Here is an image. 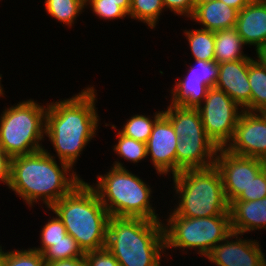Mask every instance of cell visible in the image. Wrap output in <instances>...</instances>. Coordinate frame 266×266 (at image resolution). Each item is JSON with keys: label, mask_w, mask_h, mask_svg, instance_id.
I'll list each match as a JSON object with an SVG mask.
<instances>
[{"label": "cell", "mask_w": 266, "mask_h": 266, "mask_svg": "<svg viewBox=\"0 0 266 266\" xmlns=\"http://www.w3.org/2000/svg\"><path fill=\"white\" fill-rule=\"evenodd\" d=\"M214 0H194V4L195 5H200V4H206V3H209V2H212Z\"/></svg>", "instance_id": "obj_40"}, {"label": "cell", "mask_w": 266, "mask_h": 266, "mask_svg": "<svg viewBox=\"0 0 266 266\" xmlns=\"http://www.w3.org/2000/svg\"><path fill=\"white\" fill-rule=\"evenodd\" d=\"M97 90L89 86L66 99L48 103L45 136L57 154L44 150L58 161L75 166L82 151L98 133ZM53 154V155H52ZM57 155V156H55Z\"/></svg>", "instance_id": "obj_1"}, {"label": "cell", "mask_w": 266, "mask_h": 266, "mask_svg": "<svg viewBox=\"0 0 266 266\" xmlns=\"http://www.w3.org/2000/svg\"><path fill=\"white\" fill-rule=\"evenodd\" d=\"M84 253L106 247L110 214L90 183L80 182L50 208Z\"/></svg>", "instance_id": "obj_4"}, {"label": "cell", "mask_w": 266, "mask_h": 266, "mask_svg": "<svg viewBox=\"0 0 266 266\" xmlns=\"http://www.w3.org/2000/svg\"><path fill=\"white\" fill-rule=\"evenodd\" d=\"M11 157L0 146V182L8 186L10 182Z\"/></svg>", "instance_id": "obj_36"}, {"label": "cell", "mask_w": 266, "mask_h": 266, "mask_svg": "<svg viewBox=\"0 0 266 266\" xmlns=\"http://www.w3.org/2000/svg\"><path fill=\"white\" fill-rule=\"evenodd\" d=\"M249 62L248 81L251 88L249 112H266V67L257 59Z\"/></svg>", "instance_id": "obj_22"}, {"label": "cell", "mask_w": 266, "mask_h": 266, "mask_svg": "<svg viewBox=\"0 0 266 266\" xmlns=\"http://www.w3.org/2000/svg\"><path fill=\"white\" fill-rule=\"evenodd\" d=\"M174 82L176 84L170 91V104L184 108H197L204 101L208 87L201 79L177 78Z\"/></svg>", "instance_id": "obj_20"}, {"label": "cell", "mask_w": 266, "mask_h": 266, "mask_svg": "<svg viewBox=\"0 0 266 266\" xmlns=\"http://www.w3.org/2000/svg\"><path fill=\"white\" fill-rule=\"evenodd\" d=\"M195 66L190 65L183 78L201 79L209 88L215 87L218 80L219 66L216 61L194 60Z\"/></svg>", "instance_id": "obj_31"}, {"label": "cell", "mask_w": 266, "mask_h": 266, "mask_svg": "<svg viewBox=\"0 0 266 266\" xmlns=\"http://www.w3.org/2000/svg\"><path fill=\"white\" fill-rule=\"evenodd\" d=\"M106 248L120 266H162V257L168 256L163 222L110 216Z\"/></svg>", "instance_id": "obj_3"}, {"label": "cell", "mask_w": 266, "mask_h": 266, "mask_svg": "<svg viewBox=\"0 0 266 266\" xmlns=\"http://www.w3.org/2000/svg\"><path fill=\"white\" fill-rule=\"evenodd\" d=\"M235 29L247 46L257 51L266 44V0H255L238 12Z\"/></svg>", "instance_id": "obj_16"}, {"label": "cell", "mask_w": 266, "mask_h": 266, "mask_svg": "<svg viewBox=\"0 0 266 266\" xmlns=\"http://www.w3.org/2000/svg\"><path fill=\"white\" fill-rule=\"evenodd\" d=\"M164 219L163 230L165 250H194L206 257L211 250L224 240L231 232L230 215H217L200 218L178 216L170 209Z\"/></svg>", "instance_id": "obj_8"}, {"label": "cell", "mask_w": 266, "mask_h": 266, "mask_svg": "<svg viewBox=\"0 0 266 266\" xmlns=\"http://www.w3.org/2000/svg\"><path fill=\"white\" fill-rule=\"evenodd\" d=\"M215 60L218 64L246 59L243 47L247 46L235 28L214 31Z\"/></svg>", "instance_id": "obj_21"}, {"label": "cell", "mask_w": 266, "mask_h": 266, "mask_svg": "<svg viewBox=\"0 0 266 266\" xmlns=\"http://www.w3.org/2000/svg\"><path fill=\"white\" fill-rule=\"evenodd\" d=\"M266 197V167L252 180L251 184L234 201L261 200Z\"/></svg>", "instance_id": "obj_33"}, {"label": "cell", "mask_w": 266, "mask_h": 266, "mask_svg": "<svg viewBox=\"0 0 266 266\" xmlns=\"http://www.w3.org/2000/svg\"><path fill=\"white\" fill-rule=\"evenodd\" d=\"M172 177L174 194L178 196L173 211L178 216L200 218L230 215L222 177L215 165L184 170Z\"/></svg>", "instance_id": "obj_6"}, {"label": "cell", "mask_w": 266, "mask_h": 266, "mask_svg": "<svg viewBox=\"0 0 266 266\" xmlns=\"http://www.w3.org/2000/svg\"><path fill=\"white\" fill-rule=\"evenodd\" d=\"M231 230L243 235L266 230V197L253 201H232L229 205Z\"/></svg>", "instance_id": "obj_17"}, {"label": "cell", "mask_w": 266, "mask_h": 266, "mask_svg": "<svg viewBox=\"0 0 266 266\" xmlns=\"http://www.w3.org/2000/svg\"><path fill=\"white\" fill-rule=\"evenodd\" d=\"M57 162L44 149L11 158L8 188L23 199L28 207H34L40 200L49 211L54 203L83 181L75 168L66 162Z\"/></svg>", "instance_id": "obj_2"}, {"label": "cell", "mask_w": 266, "mask_h": 266, "mask_svg": "<svg viewBox=\"0 0 266 266\" xmlns=\"http://www.w3.org/2000/svg\"><path fill=\"white\" fill-rule=\"evenodd\" d=\"M103 1H112V2H131V0H103Z\"/></svg>", "instance_id": "obj_42"}, {"label": "cell", "mask_w": 266, "mask_h": 266, "mask_svg": "<svg viewBox=\"0 0 266 266\" xmlns=\"http://www.w3.org/2000/svg\"><path fill=\"white\" fill-rule=\"evenodd\" d=\"M120 160L113 162L109 171L97 175V182L90 186L96 191L100 201L110 216L160 219L153 208V189L141 177L131 173Z\"/></svg>", "instance_id": "obj_5"}, {"label": "cell", "mask_w": 266, "mask_h": 266, "mask_svg": "<svg viewBox=\"0 0 266 266\" xmlns=\"http://www.w3.org/2000/svg\"><path fill=\"white\" fill-rule=\"evenodd\" d=\"M220 1L240 11L243 7L254 2L255 0H220Z\"/></svg>", "instance_id": "obj_38"}, {"label": "cell", "mask_w": 266, "mask_h": 266, "mask_svg": "<svg viewBox=\"0 0 266 266\" xmlns=\"http://www.w3.org/2000/svg\"><path fill=\"white\" fill-rule=\"evenodd\" d=\"M42 256L46 263L49 264L59 260L83 257L85 253L76 240L70 234H66L61 240L48 247L42 253Z\"/></svg>", "instance_id": "obj_27"}, {"label": "cell", "mask_w": 266, "mask_h": 266, "mask_svg": "<svg viewBox=\"0 0 266 266\" xmlns=\"http://www.w3.org/2000/svg\"><path fill=\"white\" fill-rule=\"evenodd\" d=\"M241 237L243 234L232 231L205 258L215 266H266L260 242Z\"/></svg>", "instance_id": "obj_12"}, {"label": "cell", "mask_w": 266, "mask_h": 266, "mask_svg": "<svg viewBox=\"0 0 266 266\" xmlns=\"http://www.w3.org/2000/svg\"><path fill=\"white\" fill-rule=\"evenodd\" d=\"M88 266H120L113 254L105 247L85 253Z\"/></svg>", "instance_id": "obj_34"}, {"label": "cell", "mask_w": 266, "mask_h": 266, "mask_svg": "<svg viewBox=\"0 0 266 266\" xmlns=\"http://www.w3.org/2000/svg\"><path fill=\"white\" fill-rule=\"evenodd\" d=\"M252 57L218 64L216 88L224 91L243 110L250 104L251 88L248 81L249 62Z\"/></svg>", "instance_id": "obj_15"}, {"label": "cell", "mask_w": 266, "mask_h": 266, "mask_svg": "<svg viewBox=\"0 0 266 266\" xmlns=\"http://www.w3.org/2000/svg\"><path fill=\"white\" fill-rule=\"evenodd\" d=\"M1 80H2V74H0V98L1 97H4L5 98V91H4V88L2 87L3 85H2V83H1Z\"/></svg>", "instance_id": "obj_41"}, {"label": "cell", "mask_w": 266, "mask_h": 266, "mask_svg": "<svg viewBox=\"0 0 266 266\" xmlns=\"http://www.w3.org/2000/svg\"><path fill=\"white\" fill-rule=\"evenodd\" d=\"M194 60H215L214 31L206 29L183 30Z\"/></svg>", "instance_id": "obj_24"}, {"label": "cell", "mask_w": 266, "mask_h": 266, "mask_svg": "<svg viewBox=\"0 0 266 266\" xmlns=\"http://www.w3.org/2000/svg\"><path fill=\"white\" fill-rule=\"evenodd\" d=\"M256 55L257 60H259L266 67V44L264 46H261L256 51Z\"/></svg>", "instance_id": "obj_39"}, {"label": "cell", "mask_w": 266, "mask_h": 266, "mask_svg": "<svg viewBox=\"0 0 266 266\" xmlns=\"http://www.w3.org/2000/svg\"><path fill=\"white\" fill-rule=\"evenodd\" d=\"M176 174L184 170L208 168L215 165L218 147L207 134L178 136Z\"/></svg>", "instance_id": "obj_14"}, {"label": "cell", "mask_w": 266, "mask_h": 266, "mask_svg": "<svg viewBox=\"0 0 266 266\" xmlns=\"http://www.w3.org/2000/svg\"><path fill=\"white\" fill-rule=\"evenodd\" d=\"M44 5L47 14L68 28L86 9L85 0H45Z\"/></svg>", "instance_id": "obj_25"}, {"label": "cell", "mask_w": 266, "mask_h": 266, "mask_svg": "<svg viewBox=\"0 0 266 266\" xmlns=\"http://www.w3.org/2000/svg\"><path fill=\"white\" fill-rule=\"evenodd\" d=\"M47 266H88L85 256L79 258H71L66 260H59L47 264Z\"/></svg>", "instance_id": "obj_37"}, {"label": "cell", "mask_w": 266, "mask_h": 266, "mask_svg": "<svg viewBox=\"0 0 266 266\" xmlns=\"http://www.w3.org/2000/svg\"><path fill=\"white\" fill-rule=\"evenodd\" d=\"M163 115L162 111H156L153 117L142 115V114H134L127 119L122 128L119 130L116 128L114 124H107L105 126H110L112 129H116L115 131H119L122 135L126 137L133 138L137 141L147 143L148 139L150 138L153 126L155 122Z\"/></svg>", "instance_id": "obj_23"}, {"label": "cell", "mask_w": 266, "mask_h": 266, "mask_svg": "<svg viewBox=\"0 0 266 266\" xmlns=\"http://www.w3.org/2000/svg\"><path fill=\"white\" fill-rule=\"evenodd\" d=\"M238 10L220 0L195 5L190 20L201 25L202 29L217 31L235 28Z\"/></svg>", "instance_id": "obj_18"}, {"label": "cell", "mask_w": 266, "mask_h": 266, "mask_svg": "<svg viewBox=\"0 0 266 266\" xmlns=\"http://www.w3.org/2000/svg\"><path fill=\"white\" fill-rule=\"evenodd\" d=\"M165 8L162 0H131L129 18L138 20L150 29L156 28Z\"/></svg>", "instance_id": "obj_26"}, {"label": "cell", "mask_w": 266, "mask_h": 266, "mask_svg": "<svg viewBox=\"0 0 266 266\" xmlns=\"http://www.w3.org/2000/svg\"><path fill=\"white\" fill-rule=\"evenodd\" d=\"M41 104V105H40ZM27 99L6 107L0 116V146L11 157L28 155L45 146L48 103ZM42 141V142H41Z\"/></svg>", "instance_id": "obj_7"}, {"label": "cell", "mask_w": 266, "mask_h": 266, "mask_svg": "<svg viewBox=\"0 0 266 266\" xmlns=\"http://www.w3.org/2000/svg\"><path fill=\"white\" fill-rule=\"evenodd\" d=\"M42 227L40 231L41 234L39 235L41 245L37 248L33 247L34 250L40 252L41 254L48 247L52 246L54 242L61 240L67 234L62 220L56 214Z\"/></svg>", "instance_id": "obj_32"}, {"label": "cell", "mask_w": 266, "mask_h": 266, "mask_svg": "<svg viewBox=\"0 0 266 266\" xmlns=\"http://www.w3.org/2000/svg\"><path fill=\"white\" fill-rule=\"evenodd\" d=\"M225 149L235 155L266 161V112L242 110L233 138Z\"/></svg>", "instance_id": "obj_11"}, {"label": "cell", "mask_w": 266, "mask_h": 266, "mask_svg": "<svg viewBox=\"0 0 266 266\" xmlns=\"http://www.w3.org/2000/svg\"><path fill=\"white\" fill-rule=\"evenodd\" d=\"M116 133L115 137H117L118 142L112 148L114 153L119 156L118 158L121 157L124 161L133 164L139 163L141 160L144 161L145 158L149 159L145 143L126 137L119 131Z\"/></svg>", "instance_id": "obj_28"}, {"label": "cell", "mask_w": 266, "mask_h": 266, "mask_svg": "<svg viewBox=\"0 0 266 266\" xmlns=\"http://www.w3.org/2000/svg\"><path fill=\"white\" fill-rule=\"evenodd\" d=\"M131 2H112L103 0H85V7L91 8L92 13L104 20H120L129 17Z\"/></svg>", "instance_id": "obj_30"}, {"label": "cell", "mask_w": 266, "mask_h": 266, "mask_svg": "<svg viewBox=\"0 0 266 266\" xmlns=\"http://www.w3.org/2000/svg\"><path fill=\"white\" fill-rule=\"evenodd\" d=\"M179 143L171 122L162 115L154 124L146 143L147 156L159 176L176 175V146Z\"/></svg>", "instance_id": "obj_13"}, {"label": "cell", "mask_w": 266, "mask_h": 266, "mask_svg": "<svg viewBox=\"0 0 266 266\" xmlns=\"http://www.w3.org/2000/svg\"><path fill=\"white\" fill-rule=\"evenodd\" d=\"M215 166L219 169L226 199L230 204L247 190L252 180L266 167V161L244 157L219 148Z\"/></svg>", "instance_id": "obj_10"}, {"label": "cell", "mask_w": 266, "mask_h": 266, "mask_svg": "<svg viewBox=\"0 0 266 266\" xmlns=\"http://www.w3.org/2000/svg\"><path fill=\"white\" fill-rule=\"evenodd\" d=\"M165 11L170 10L173 14L190 18L193 15L194 0H162Z\"/></svg>", "instance_id": "obj_35"}, {"label": "cell", "mask_w": 266, "mask_h": 266, "mask_svg": "<svg viewBox=\"0 0 266 266\" xmlns=\"http://www.w3.org/2000/svg\"><path fill=\"white\" fill-rule=\"evenodd\" d=\"M0 266H47L46 261L40 252L33 248L27 249H1Z\"/></svg>", "instance_id": "obj_29"}, {"label": "cell", "mask_w": 266, "mask_h": 266, "mask_svg": "<svg viewBox=\"0 0 266 266\" xmlns=\"http://www.w3.org/2000/svg\"><path fill=\"white\" fill-rule=\"evenodd\" d=\"M163 115L171 122L177 136L206 134L202 118L196 108L169 104Z\"/></svg>", "instance_id": "obj_19"}, {"label": "cell", "mask_w": 266, "mask_h": 266, "mask_svg": "<svg viewBox=\"0 0 266 266\" xmlns=\"http://www.w3.org/2000/svg\"><path fill=\"white\" fill-rule=\"evenodd\" d=\"M196 109L207 136L218 148H225L233 138L243 108L224 91L209 87L204 101Z\"/></svg>", "instance_id": "obj_9"}]
</instances>
